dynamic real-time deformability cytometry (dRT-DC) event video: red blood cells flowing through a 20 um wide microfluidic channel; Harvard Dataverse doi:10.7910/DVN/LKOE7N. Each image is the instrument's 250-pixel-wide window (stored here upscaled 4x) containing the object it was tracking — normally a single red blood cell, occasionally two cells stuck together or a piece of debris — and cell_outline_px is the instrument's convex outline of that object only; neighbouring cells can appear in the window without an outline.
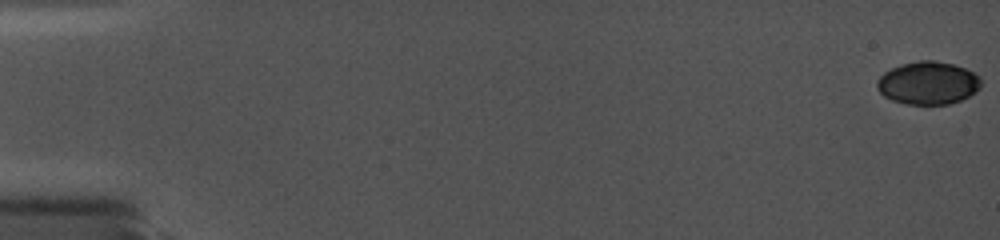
{"species": "common noctule bat (a hibernating species)", "species_latin": "Nyctalus noctula", "temperature_condition": "cold", "stored_images_in_passage": 28, "camera_frame_rate_fps": 5000, "um_per_image_px": 0.085, "animal": {"sex": "female", "body_mass_g": 19.0, "forearm_length_mm": 56.7}, "frame": {"image": 1, "passage_image": 1, "time_ms": 0.0, "image_size_px": [1000, 240], "cell_outline_px": [[980, 88], [976, 92], [960, 100], [948, 104], [908, 104], [892, 100], [884, 96], [876, 88], [876, 80], [884, 72], [900, 64], [920, 60], [932, 60], [956, 64], [980, 76]], "centroid_in_image_um": [78.87, 7.04], "position_along_channel_um": 6.1, "area_um2": 26.07}}
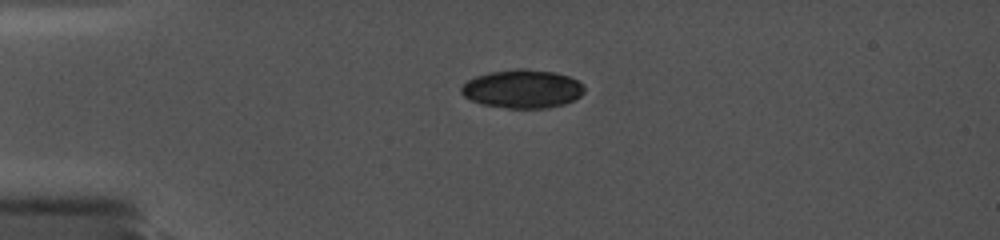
{"frame": {"image": 2, "passage_image": 18, "time_ms": 4.6, "image_size_px": [1000, 240], "cell_outline_px": [[584, 92], [580, 96], [564, 104], [544, 108], [508, 108], [484, 104], [472, 100], [464, 96], [460, 92], [460, 88], [468, 80], [476, 76], [488, 72], [516, 68], [524, 68], [556, 72], [568, 76], [584, 84]], "centroid_in_image_um": [44.41, 7.54], "position_along_channel_um": 40.6, "area_um2": 27.57}}